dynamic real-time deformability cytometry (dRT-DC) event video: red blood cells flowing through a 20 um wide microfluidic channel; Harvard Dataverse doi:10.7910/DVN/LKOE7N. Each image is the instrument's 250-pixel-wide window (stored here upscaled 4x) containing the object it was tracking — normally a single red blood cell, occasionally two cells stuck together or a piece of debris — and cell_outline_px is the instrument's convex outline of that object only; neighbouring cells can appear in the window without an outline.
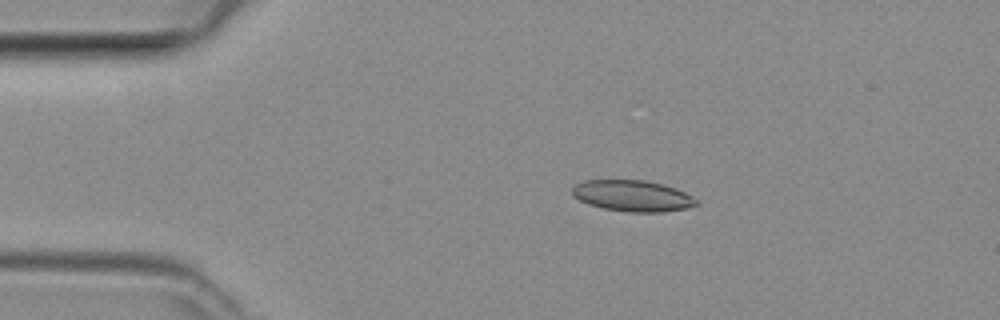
{"species": "common noctule bat (a hibernating species)", "species_latin": "Nyctalus noctula", "temperature_condition": "room temperature", "stored_images_in_passage": 4, "camera_frame_rate_fps": 3000, "um_per_image_px": 0.085, "animal": {"sex": "female", "body_mass_g": 29.2, "forearm_length_mm": 56.3}, "frame": {"image": 1, "passage_image": 2, "time_ms": 0.333, "image_size_px": [1000, 320], "cell_outline_px": [[700, 204], [688, 208], [664, 212], [628, 212], [604, 208], [588, 204], [572, 196], [572, 188], [576, 184], [584, 180], [644, 180], [664, 184], [676, 188], [692, 196]], "centroid_in_image_um": [53.78, 16.64], "position_along_channel_um": 31.2, "area_um2": 22.66}}
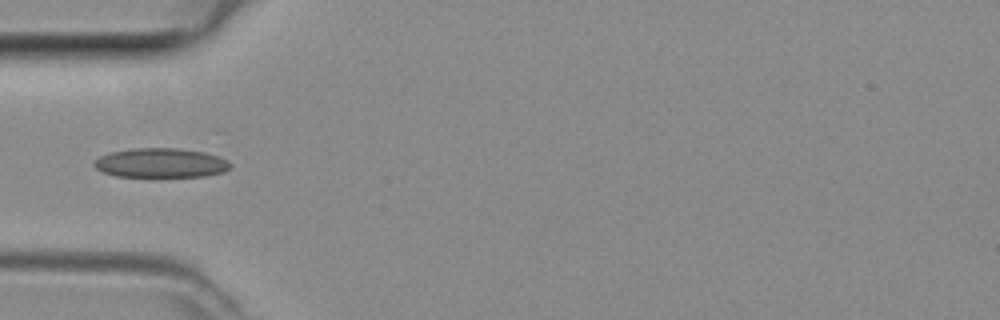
{"frame": {"image": 2, "passage_image": 4, "time_ms": 1.0, "image_size_px": [1000, 320], "cell_outline_px": [[232, 164], [224, 172], [204, 176], [160, 180], [156, 180], [116, 176], [104, 172], [96, 168], [92, 164], [100, 156], [112, 152], [136, 148], [176, 148], [204, 152], [228, 160]], "centroid_in_image_um": [13.67, 13.91], "position_along_channel_um": 71.3, "area_um2": 24.33}}